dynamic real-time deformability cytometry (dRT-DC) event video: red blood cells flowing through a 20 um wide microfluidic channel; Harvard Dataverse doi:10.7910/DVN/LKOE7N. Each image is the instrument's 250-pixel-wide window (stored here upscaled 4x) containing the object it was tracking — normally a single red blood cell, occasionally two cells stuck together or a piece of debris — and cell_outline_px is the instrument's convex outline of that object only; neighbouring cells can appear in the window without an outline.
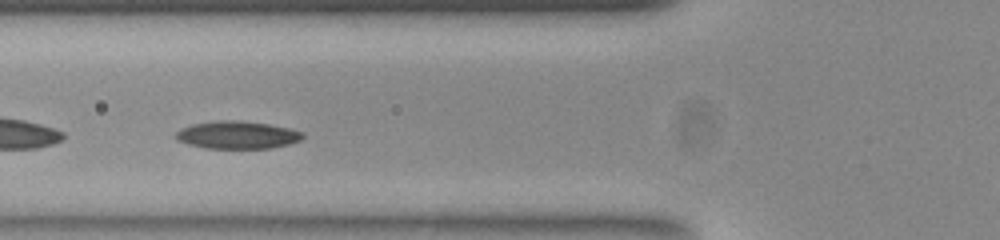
{"species": "common noctule bat (a hibernating species)", "species_latin": "Nyctalus noctula", "temperature_condition": "room temperature", "stored_images_in_passage": 33, "camera_frame_rate_fps": 3000, "um_per_image_px": 0.085, "animal": {"sex": "female", "body_mass_g": 23.0, "forearm_length_mm": 53.4}, "frame": {"image": 1, "passage_image": 5, "time_ms": 1.333, "image_size_px": [1000, 240], "cell_outline_px": [[304, 136], [296, 140], [284, 144], [268, 148], [208, 148], [192, 144], [180, 140], [176, 136], [176, 132], [184, 128], [196, 124], [264, 124], [284, 128], [300, 132]], "centroid_in_image_um": [20.17, 11.54], "position_along_channel_um": 105.6, "area_um2": 18.03}, "authors_computed_cell_mechanics": {"area_um2": 19.1318, "velocity_mm_per_s": 3.8494, "shape_relaxation_time_tau1_ms": 5.2171, "shape_relaxation_time_tau2_ms": null, "deformation_change_tau1": 0.1238, "deformation_change_tau2": null}}